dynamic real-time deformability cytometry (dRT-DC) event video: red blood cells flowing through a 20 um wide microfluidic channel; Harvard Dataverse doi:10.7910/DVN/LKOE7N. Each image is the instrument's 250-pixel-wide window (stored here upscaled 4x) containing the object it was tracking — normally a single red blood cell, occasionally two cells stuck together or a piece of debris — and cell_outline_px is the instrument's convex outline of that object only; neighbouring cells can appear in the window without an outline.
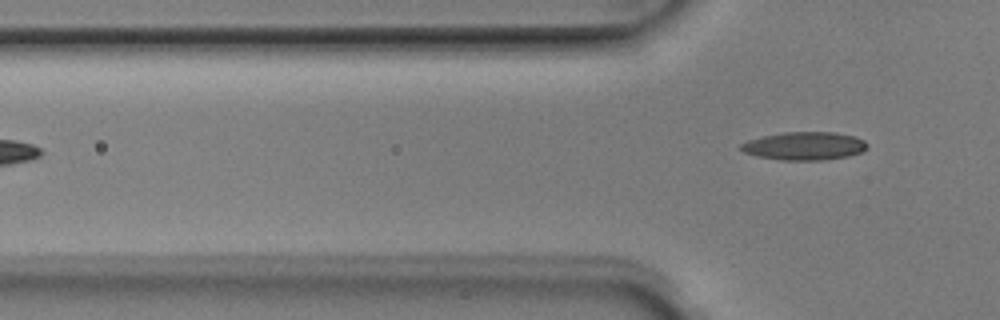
{"species": "Egyptian fruit bat (a non-hibernating species)", "species_latin": "Rousettus aegyptiacus", "temperature_condition": "room temperature", "stored_images_in_passage": 6, "camera_frame_rate_fps": 3000, "um_per_image_px": 0.085, "animal": {"sex": "male"}, "frame": {"image": 1, "passage_image": 6, "time_ms": 1.667, "image_size_px": [1000, 320], "cell_outline_px": [[868, 148], [860, 152], [848, 156], [824, 160], [780, 160], [760, 156], [744, 152], [740, 148], [740, 144], [748, 140], [764, 136], [784, 132], [836, 132], [856, 136], [864, 140], [868, 144]], "centroid_in_image_um": [68.42, 12.4], "position_along_channel_um": 57.4, "area_um2": 20.69}}